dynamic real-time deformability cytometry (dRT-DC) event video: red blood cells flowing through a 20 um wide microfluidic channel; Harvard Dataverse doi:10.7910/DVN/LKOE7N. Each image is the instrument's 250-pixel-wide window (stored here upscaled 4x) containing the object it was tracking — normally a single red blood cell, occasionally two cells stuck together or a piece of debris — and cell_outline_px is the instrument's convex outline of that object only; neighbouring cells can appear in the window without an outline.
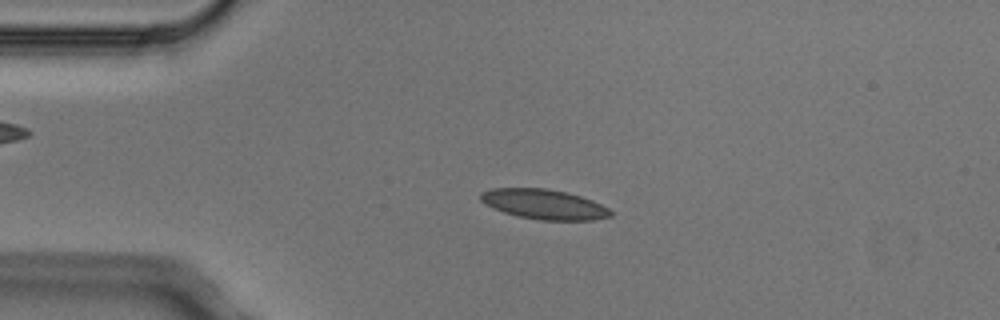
{"species": "Egyptian fruit bat (a non-hibernating species)", "species_latin": "Rousettus aegyptiacus", "temperature_condition": "cold", "stored_images_in_passage": 6, "camera_frame_rate_fps": 3000, "um_per_image_px": 0.085, "animal": {"sex": "male"}, "frame": {"image": 1, "passage_image": 4, "time_ms": 1.0, "image_size_px": [1000, 320], "cell_outline_px": [[612, 216], [592, 220], [540, 220], [520, 216], [504, 212], [492, 208], [480, 200], [480, 192], [492, 188], [544, 188], [568, 192], [592, 200], [608, 208], [612, 212]], "centroid_in_image_um": [46.23, 17.35], "position_along_channel_um": 38.8, "area_um2": 22.6}}
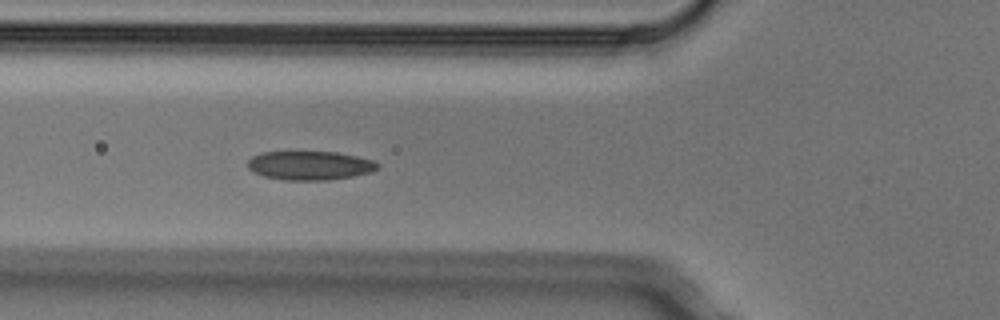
{"frame": {"image": 2, "passage_image": 6, "time_ms": 1.667, "image_size_px": [1000, 320], "cell_outline_px": [[380, 168], [372, 172], [352, 176], [328, 180], [284, 180], [264, 176], [248, 168], [248, 160], [252, 156], [260, 152], [336, 152], [356, 156], [372, 160], [380, 164]], "centroid_in_image_um": [26.36, 14.06], "position_along_channel_um": 99.4, "area_um2": 21.85}}